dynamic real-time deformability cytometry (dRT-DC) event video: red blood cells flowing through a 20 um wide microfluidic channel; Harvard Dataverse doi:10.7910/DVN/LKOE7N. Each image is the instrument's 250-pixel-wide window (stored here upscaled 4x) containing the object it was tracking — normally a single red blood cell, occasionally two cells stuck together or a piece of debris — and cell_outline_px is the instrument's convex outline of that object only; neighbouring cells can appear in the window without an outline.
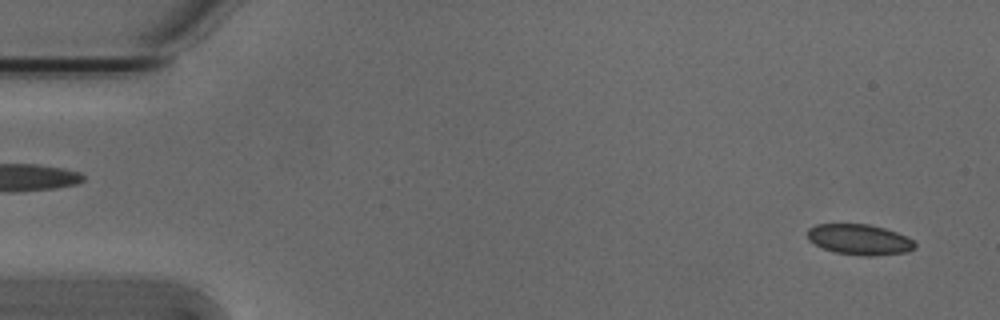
{"species": "Egyptian fruit bat (a non-hibernating species)", "species_latin": "Rousettus aegyptiacus", "temperature_condition": "cold", "stored_images_in_passage": 43, "camera_frame_rate_fps": 3000, "um_per_image_px": 0.085, "animal": {"sex": "male"}, "frame": {"image": 1, "passage_image": 2, "time_ms": 0.333, "image_size_px": [1000, 320], "cell_outline_px": [[916, 248], [908, 252], [872, 256], [864, 256], [832, 252], [808, 240], [808, 228], [816, 224], [868, 224], [884, 228], [908, 236], [916, 244]], "centroid_in_image_um": [73.08, 20.36], "position_along_channel_um": 11.9, "area_um2": 19.25}}
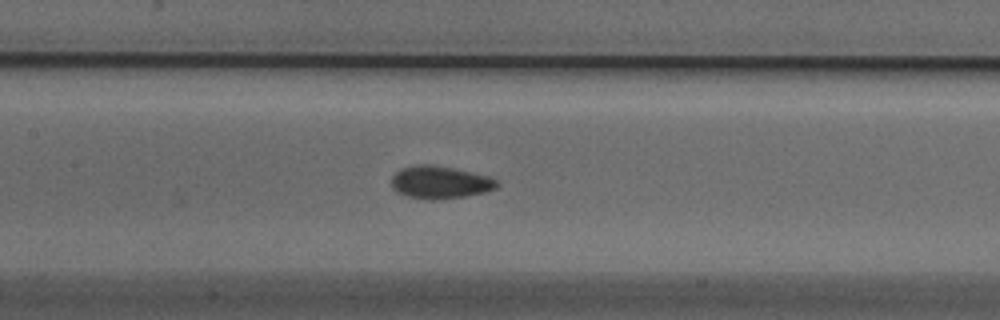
{"frame": {"image": 2, "passage_image": 24, "time_ms": 7.667, "image_size_px": [1000, 320], "cell_outline_px": [[500, 184], [496, 188], [488, 192], [464, 196], [432, 200], [408, 196], [396, 192], [392, 188], [392, 176], [400, 168], [416, 164], [432, 164], [452, 168], [488, 176], [496, 180]], "centroid_in_image_um": [37.39, 15.49], "position_along_channel_um": 170.0, "area_um2": 20.06}}
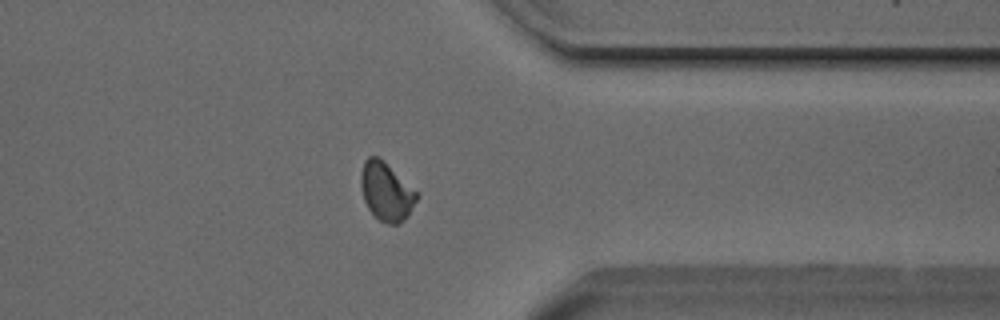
{"frame": {"image": 3, "passage_image": 41, "time_ms": 13.333, "image_size_px": [1000, 320], "cell_outline_px": [[420, 196], [408, 216], [404, 220], [396, 224], [388, 224], [380, 220], [368, 208], [364, 200], [360, 184], [360, 176], [364, 160], [368, 156], [380, 156], [420, 192]], "centroid_in_image_um": [32.88, 16.24], "position_along_channel_um": 378.5, "area_um2": 19.54}}